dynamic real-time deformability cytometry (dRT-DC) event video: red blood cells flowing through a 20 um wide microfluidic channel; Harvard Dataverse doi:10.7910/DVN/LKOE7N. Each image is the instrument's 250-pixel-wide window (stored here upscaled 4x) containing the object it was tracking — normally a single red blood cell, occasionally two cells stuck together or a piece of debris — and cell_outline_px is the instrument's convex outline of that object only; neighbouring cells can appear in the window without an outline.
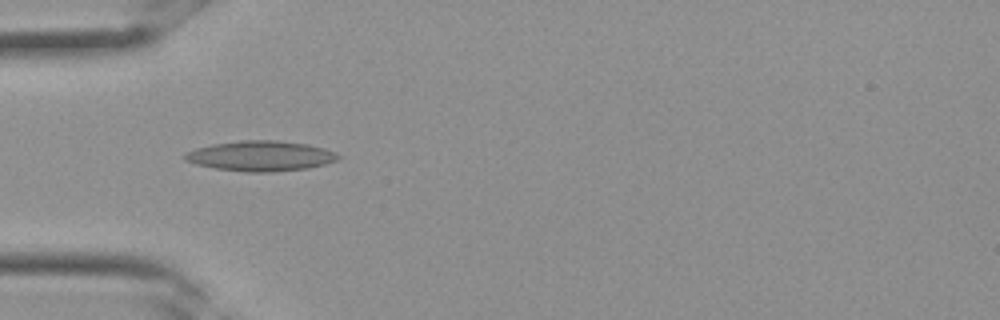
{"species": "Egyptian fruit bat (a non-hibernating species)", "species_latin": "Rousettus aegyptiacus", "temperature_condition": "room temperature", "stored_images_in_passage": 25, "camera_frame_rate_fps": 3000, "um_per_image_px": 0.085, "frame": {"image": 1, "passage_image": 3, "time_ms": 0.667, "image_size_px": [1000, 320], "cell_outline_px": [[344, 156], [336, 160], [324, 164], [308, 168], [272, 172], [244, 172], [216, 168], [196, 164], [184, 160], [184, 152], [196, 148], [212, 144], [240, 140], [276, 140], [308, 144], [324, 148], [336, 152]], "centroid_in_image_um": [22.16, 13.25], "position_along_channel_um": 62.8, "area_um2": 27.17}}
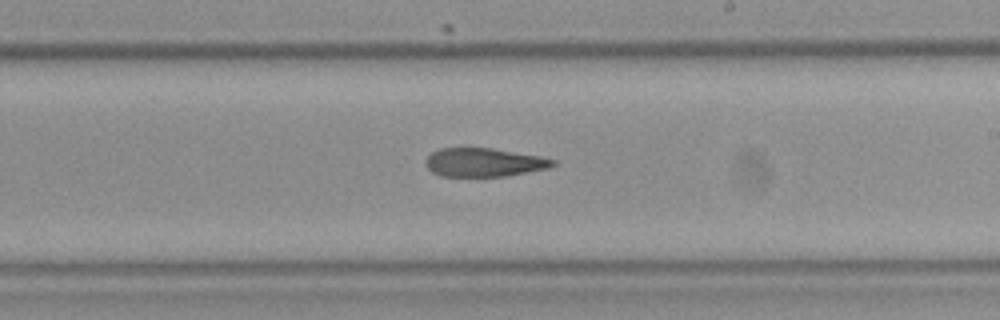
{"frame": {"image": 2, "passage_image": 12, "time_ms": 3.667, "image_size_px": [1000, 320], "cell_outline_px": [[556, 164], [548, 168], [504, 176], [440, 176], [432, 172], [424, 164], [424, 160], [432, 152], [440, 148], [492, 148], [540, 156], [556, 160]], "centroid_in_image_um": [41.11, 13.8], "position_along_channel_um": 247.9, "area_um2": 21.15}}
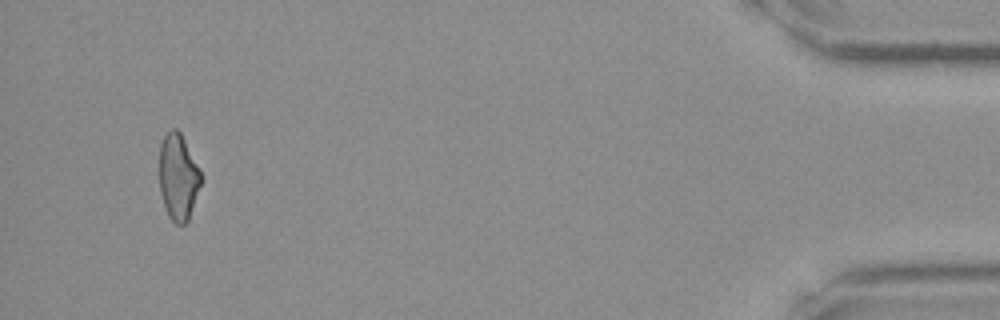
{"frame": {"image": 3, "passage_image": 24, "time_ms": 7.667, "image_size_px": [1000, 320], "cell_outline_px": [[200, 184], [188, 220], [184, 224], [176, 224], [168, 216], [160, 192], [160, 144], [164, 136], [172, 128], [176, 128], [180, 132], [200, 168]], "centroid_in_image_um": [15.14, 15.03], "position_along_channel_um": 420.1, "area_um2": 20.58}}